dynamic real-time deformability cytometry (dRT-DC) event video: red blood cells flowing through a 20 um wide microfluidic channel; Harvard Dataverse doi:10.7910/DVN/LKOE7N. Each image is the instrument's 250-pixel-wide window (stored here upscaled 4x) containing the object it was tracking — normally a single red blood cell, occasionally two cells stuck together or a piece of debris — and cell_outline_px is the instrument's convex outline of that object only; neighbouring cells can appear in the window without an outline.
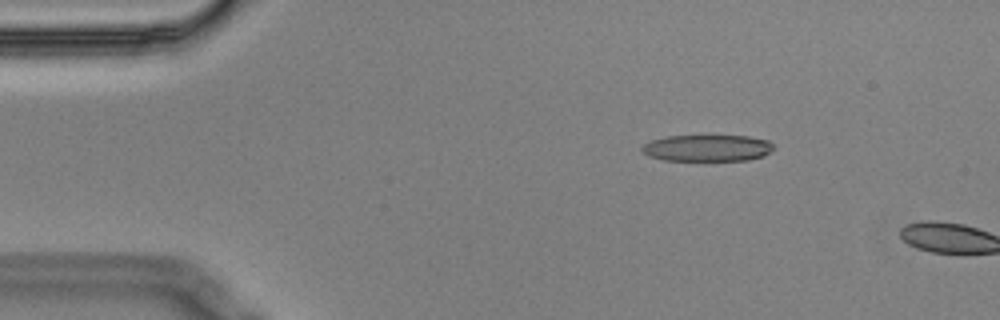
{"species": "Egyptian fruit bat (a non-hibernating species)", "species_latin": "Rousettus aegyptiacus", "temperature_condition": "cold", "stored_images_in_passage": 4, "camera_frame_rate_fps": 3000, "um_per_image_px": 0.085, "animal": {"sex": "male"}, "frame": {"image": 1, "passage_image": 3, "time_ms": 0.667, "image_size_px": [1000, 320], "cell_outline_px": [[776, 148], [764, 156], [748, 160], [664, 160], [648, 156], [640, 148], [644, 144], [652, 140], [664, 136], [748, 136], [768, 140]], "centroid_in_image_um": [60.14, 12.58], "position_along_channel_um": 24.9, "area_um2": 20.4}}